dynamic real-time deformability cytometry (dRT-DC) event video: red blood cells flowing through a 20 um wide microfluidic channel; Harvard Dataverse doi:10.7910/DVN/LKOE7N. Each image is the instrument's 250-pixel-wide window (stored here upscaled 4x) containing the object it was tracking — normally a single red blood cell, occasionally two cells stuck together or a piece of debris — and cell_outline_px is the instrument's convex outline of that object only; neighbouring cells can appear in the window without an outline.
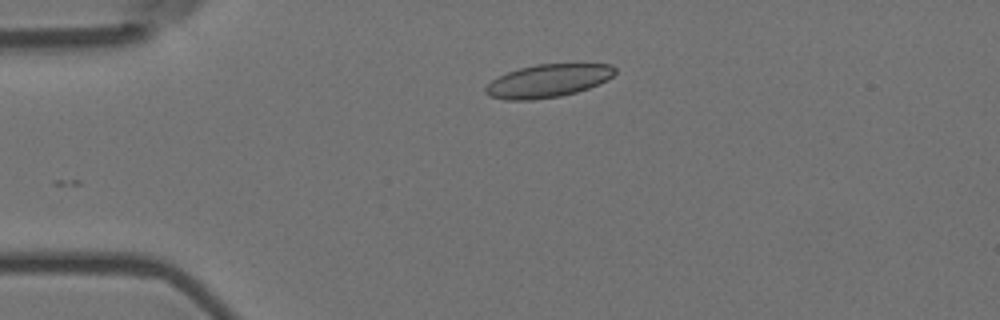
{"species": "Egyptian fruit bat (a non-hibernating species)", "species_latin": "Rousettus aegyptiacus", "temperature_condition": "room temperature", "stored_images_in_passage": 40, "camera_frame_rate_fps": 3000, "um_per_image_px": 0.085, "animal": {"sex": "female"}, "frame": {"image": 1, "passage_image": 1, "time_ms": 0.0, "image_size_px": [1000, 320], "cell_outline_px": [[616, 72], [608, 80], [600, 84], [576, 92], [560, 96], [532, 100], [504, 100], [488, 96], [484, 92], [484, 88], [492, 80], [508, 72], [520, 68], [536, 64], [612, 64], [616, 68]], "centroid_in_image_um": [46.58, 6.88], "position_along_channel_um": 38.4, "area_um2": 24.97}}
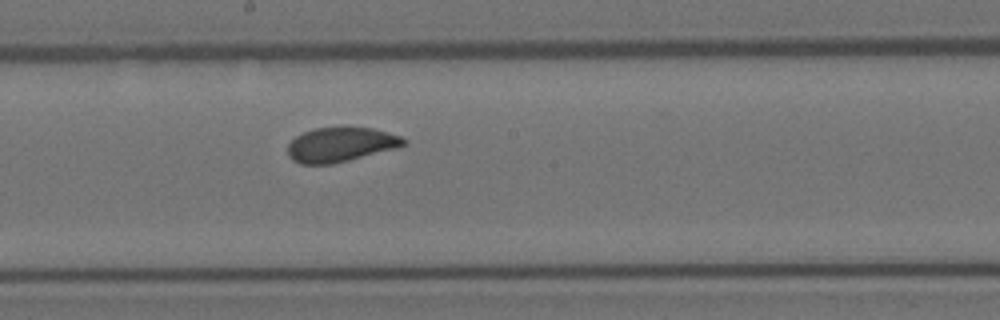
{"frame": {"image": 2, "passage_image": 19, "time_ms": 6.0, "image_size_px": [1000, 320], "cell_outline_px": [[408, 144], [396, 148], [332, 164], [300, 164], [292, 160], [288, 156], [288, 144], [296, 136], [304, 132], [316, 128], [344, 124], [348, 124], [372, 128], [400, 136], [408, 140]], "centroid_in_image_um": [28.96, 12.25], "position_along_channel_um": 219.2, "area_um2": 23.93}}
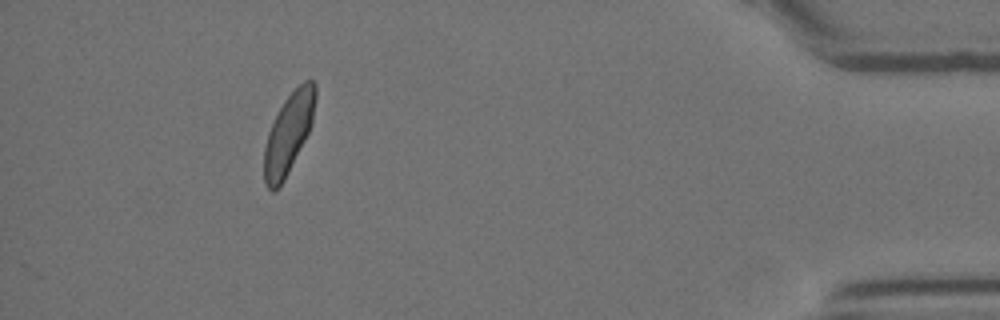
{"frame": {"image": 3, "passage_image": 40, "time_ms": 13.0, "image_size_px": [1000, 320], "cell_outline_px": [[316, 100], [312, 124], [284, 180], [272, 192], [264, 184], [264, 148], [268, 132], [284, 100], [304, 80], [312, 80], [316, 84]], "centroid_in_image_um": [24.53, 11.31], "position_along_channel_um": 410.7, "area_um2": 23.52}, "authors_computed_cell_mechanics": {"area_um2": 23.9003, "velocity_mm_per_s": 3.5659, "shape_relaxation_time_tau1_ms": 3.6837, "shape_relaxation_time_tau2_ms": 0.9131, "deformation_change_tau1": 0.1052, "deformation_change_tau2": 0.0597}}